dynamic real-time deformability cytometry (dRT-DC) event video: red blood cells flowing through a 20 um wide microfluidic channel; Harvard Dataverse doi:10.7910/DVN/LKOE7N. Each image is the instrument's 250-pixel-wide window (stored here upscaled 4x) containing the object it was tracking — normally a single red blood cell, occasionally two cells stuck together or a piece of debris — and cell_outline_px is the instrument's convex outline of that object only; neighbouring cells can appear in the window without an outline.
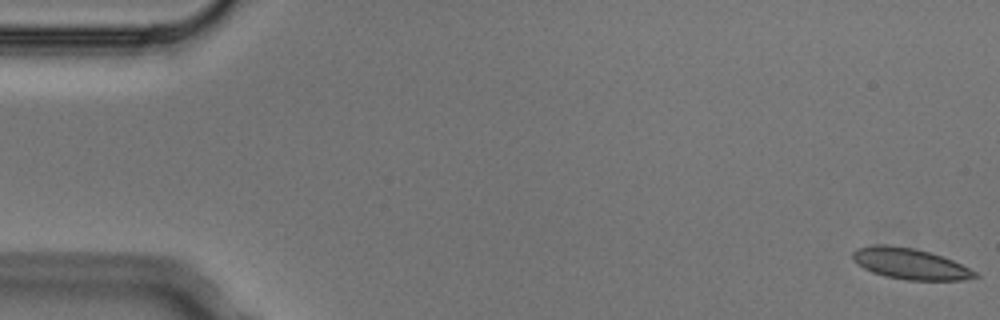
{"species": "Egyptian fruit bat (a non-hibernating species)", "species_latin": "Rousettus aegyptiacus", "temperature_condition": "cold", "stored_images_in_passage": 5, "camera_frame_rate_fps": 3000, "um_per_image_px": 0.085, "animal": {"sex": "male"}, "frame": {"image": 1, "passage_image": 1, "time_ms": 0.0, "image_size_px": [1000, 320], "cell_outline_px": [[980, 276], [964, 280], [904, 280], [884, 276], [872, 272], [856, 264], [852, 260], [852, 252], [856, 248], [876, 244], [888, 244], [912, 248], [928, 252], [952, 260], [976, 272]], "centroid_in_image_um": [77.29, 22.42], "position_along_channel_um": 7.7, "area_um2": 22.08}}
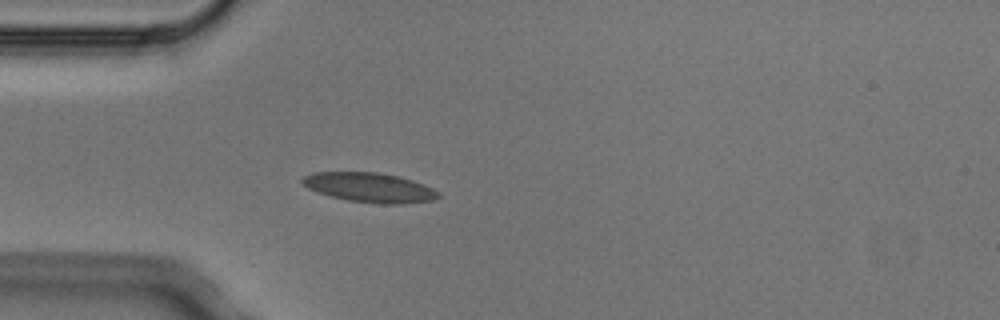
{"frame": {"image": 2, "passage_image": 5, "time_ms": 1.333, "image_size_px": [1000, 320], "cell_outline_px": [[440, 196], [432, 200], [404, 204], [380, 204], [348, 200], [332, 196], [308, 188], [300, 180], [304, 176], [312, 172], [380, 172], [400, 176], [424, 184], [440, 192]], "centroid_in_image_um": [31.45, 15.93], "position_along_channel_um": 53.5, "area_um2": 23.41}}